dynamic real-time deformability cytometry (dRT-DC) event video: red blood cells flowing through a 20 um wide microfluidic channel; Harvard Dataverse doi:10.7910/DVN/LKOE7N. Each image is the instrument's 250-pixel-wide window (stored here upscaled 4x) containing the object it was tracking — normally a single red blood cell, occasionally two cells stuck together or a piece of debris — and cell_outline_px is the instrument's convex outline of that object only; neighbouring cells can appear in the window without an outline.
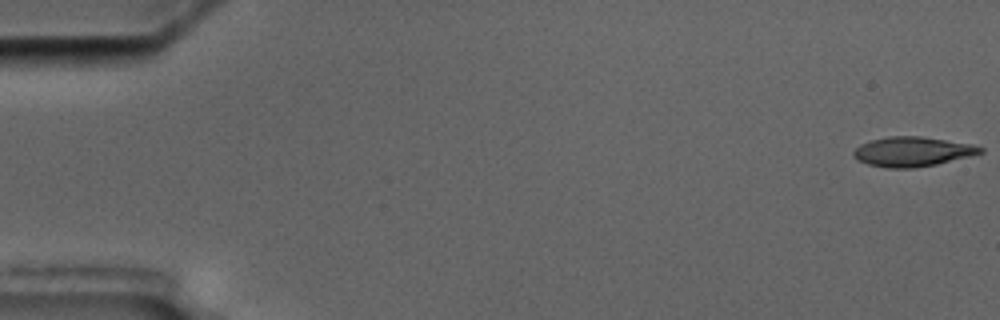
{"species": "common noctule bat (a hibernating species)", "species_latin": "Nyctalus noctula", "temperature_condition": "cold", "stored_images_in_passage": 7, "camera_frame_rate_fps": 3000, "um_per_image_px": 0.085, "animal": {"sex": "male", "body_mass_g": 17.5, "forearm_length_mm": 52.3}, "frame": {"image": 1, "passage_image": 1, "time_ms": 0.0, "image_size_px": [1000, 320], "cell_outline_px": [[984, 152], [936, 164], [912, 168], [888, 168], [868, 164], [856, 160], [852, 156], [852, 152], [860, 144], [872, 140], [888, 136], [920, 136], [972, 144], [984, 148]], "centroid_in_image_um": [77.51, 12.89], "position_along_channel_um": 7.5, "area_um2": 21.79}}
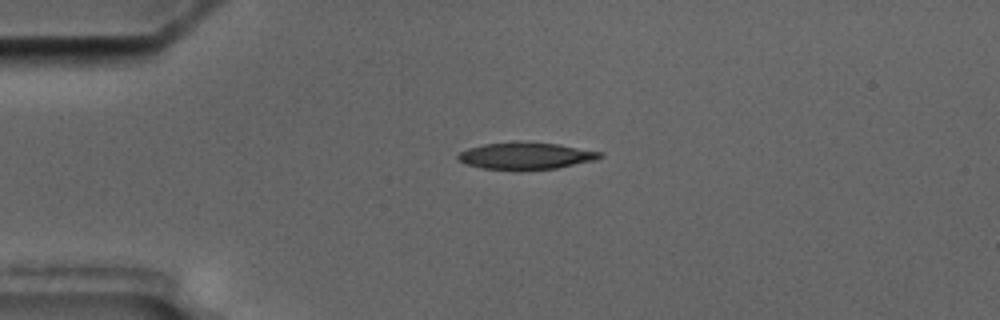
{"frame": {"image": 2, "passage_image": 5, "time_ms": 4.333, "image_size_px": [1000, 320], "cell_outline_px": [[604, 156], [596, 160], [556, 168], [480, 168], [468, 164], [460, 160], [456, 156], [460, 152], [468, 148], [484, 144], [556, 144], [604, 152]], "centroid_in_image_um": [44.76, 13.25], "position_along_channel_um": 40.2, "area_um2": 20.87}}
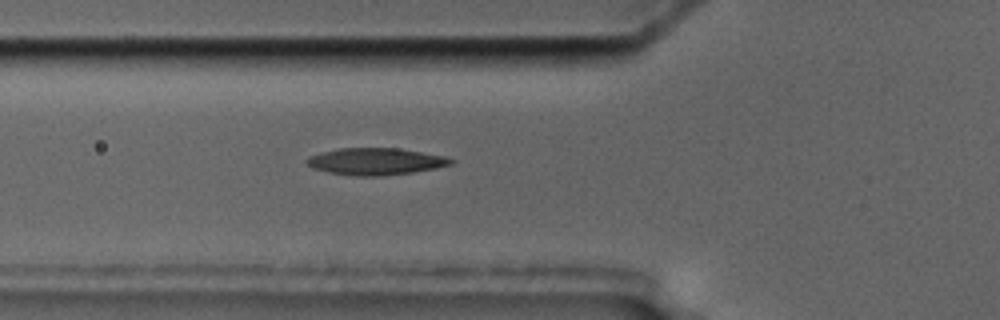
{"frame": {"image": 3, "passage_image": 7, "time_ms": 6.667, "image_size_px": [1000, 320], "cell_outline_px": [[456, 160], [452, 164], [436, 168], [412, 172], [380, 176], [356, 176], [328, 172], [312, 168], [304, 160], [308, 156], [320, 152], [340, 148], [396, 148], [444, 156]], "centroid_in_image_um": [31.89, 13.72], "position_along_channel_um": 93.9, "area_um2": 22.54}}